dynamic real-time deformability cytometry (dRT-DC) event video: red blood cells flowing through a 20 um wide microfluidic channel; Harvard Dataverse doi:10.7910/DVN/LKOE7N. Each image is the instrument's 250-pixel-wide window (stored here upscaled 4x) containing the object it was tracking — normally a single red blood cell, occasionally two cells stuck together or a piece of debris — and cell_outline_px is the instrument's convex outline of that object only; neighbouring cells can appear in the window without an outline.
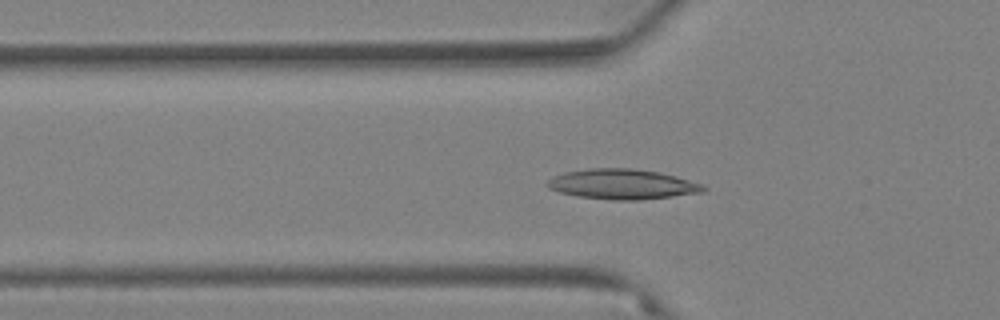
{"species": "Egyptian fruit bat (a non-hibernating species)", "species_latin": "Rousettus aegyptiacus", "temperature_condition": "warm", "stored_images_in_passage": 63, "camera_frame_rate_fps": 3000, "um_per_image_px": 0.085, "animal": {"sex": "female"}, "frame": {"image": 1, "passage_image": 22, "time_ms": 7.0, "image_size_px": [1000, 320], "cell_outline_px": [[708, 188], [704, 192], [640, 200], [612, 200], [576, 196], [560, 192], [548, 188], [544, 184], [552, 176], [564, 172], [588, 168], [632, 168], [656, 172], [676, 176], [704, 184]], "centroid_in_image_um": [52.88, 15.65], "position_along_channel_um": 72.9, "area_um2": 27.57}}
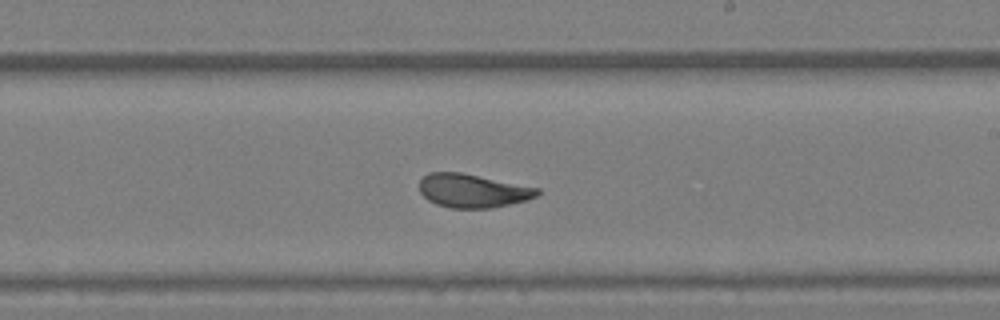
{"frame": {"image": 2, "passage_image": 38, "time_ms": 12.333, "image_size_px": [1000, 320], "cell_outline_px": [[540, 192], [536, 196], [528, 200], [492, 208], [452, 208], [436, 204], [428, 200], [420, 192], [420, 180], [428, 172], [460, 172], [540, 188]], "centroid_in_image_um": [40.18, 16.21], "position_along_channel_um": 248.8, "area_um2": 23.06}}
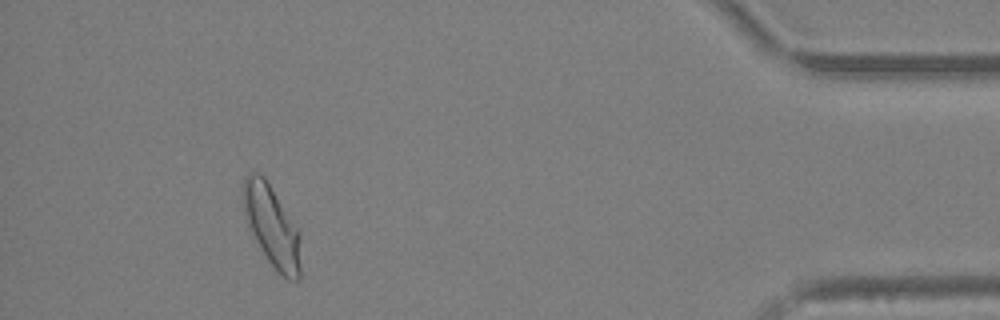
{"frame": {"image": 3, "passage_image": 58, "time_ms": 19.0, "image_size_px": [1000, 320], "cell_outline_px": [[300, 280], [288, 280], [276, 272], [268, 260], [248, 228], [244, 212], [244, 176], [248, 172], [256, 172], [264, 176], [300, 232]], "centroid_in_image_um": [23.12, 19.25], "position_along_channel_um": 412.1, "area_um2": 27.11}, "authors_computed_cell_mechanics": {"area_um2": 24.9118, "velocity_mm_per_s": 3.2951, "shape_relaxation_time_tau1_ms": 6.6426, "shape_relaxation_time_tau2_ms": 1.241, "deformation_change_tau1": 0.1792, "deformation_change_tau2": 0.0626}}